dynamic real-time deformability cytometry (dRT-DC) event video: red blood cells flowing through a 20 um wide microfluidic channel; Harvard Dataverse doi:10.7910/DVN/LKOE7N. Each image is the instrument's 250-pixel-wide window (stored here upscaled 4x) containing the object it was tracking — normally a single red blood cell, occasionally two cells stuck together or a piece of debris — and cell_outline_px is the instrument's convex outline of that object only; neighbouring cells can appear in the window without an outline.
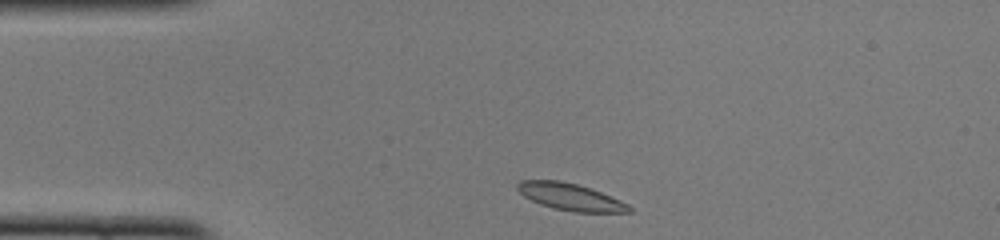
{"species": "common noctule bat (a hibernating species)", "species_latin": "Nyctalus noctula", "temperature_condition": "cold", "stored_images_in_passage": 41, "camera_frame_rate_fps": 3000, "um_per_image_px": 0.085, "animal": {"sex": "female", "body_mass_g": 22.0, "forearm_length_mm": 56.7}, "frame": {"image": 1, "passage_image": 1, "time_ms": 0.0, "image_size_px": [1000, 240], "cell_outline_px": [[632, 212], [572, 212], [552, 208], [540, 204], [524, 196], [516, 188], [516, 184], [520, 180], [560, 180], [576, 184], [600, 192], [620, 200], [628, 204], [632, 208]], "centroid_in_image_um": [48.46, 16.74], "position_along_channel_um": 36.5, "area_um2": 17.46}}
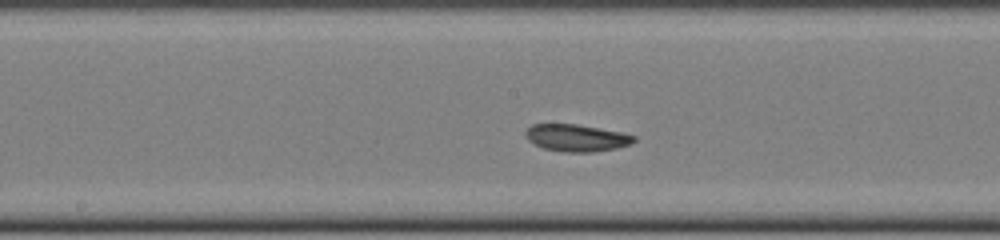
{"frame": {"image": 2, "passage_image": 16, "time_ms": 5.0, "image_size_px": [1000, 240], "cell_outline_px": [[636, 140], [632, 144], [616, 148], [592, 152], [564, 152], [544, 148], [528, 140], [524, 136], [524, 132], [532, 124], [576, 124], [600, 128], [620, 132], [636, 136]], "centroid_in_image_um": [49.01, 11.71], "position_along_channel_um": 199.2, "area_um2": 17.11}}
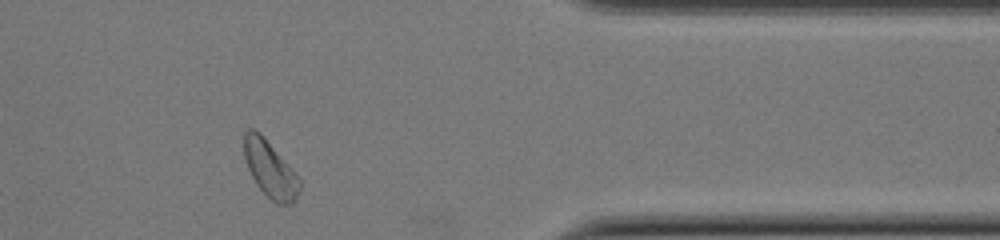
{"frame": {"image": 3, "passage_image": 32, "time_ms": 10.333, "image_size_px": [1000, 240], "cell_outline_px": [[300, 188], [296, 200], [292, 204], [276, 204], [256, 184], [248, 168], [244, 156], [244, 132], [248, 128], [256, 128], [260, 132], [292, 168], [300, 180]], "centroid_in_image_um": [22.96, 14.36], "position_along_channel_um": 388.4, "area_um2": 18.26}, "authors_computed_cell_mechanics": {"area_um2": 17.918, "velocity_mm_per_s": 3.9208, "shape_relaxation_time_tau1_ms": 4.3912, "shape_relaxation_time_tau2_ms": 4.666, "deformation_change_tau1": 0.0936, "deformation_change_tau2": 0.0737}}